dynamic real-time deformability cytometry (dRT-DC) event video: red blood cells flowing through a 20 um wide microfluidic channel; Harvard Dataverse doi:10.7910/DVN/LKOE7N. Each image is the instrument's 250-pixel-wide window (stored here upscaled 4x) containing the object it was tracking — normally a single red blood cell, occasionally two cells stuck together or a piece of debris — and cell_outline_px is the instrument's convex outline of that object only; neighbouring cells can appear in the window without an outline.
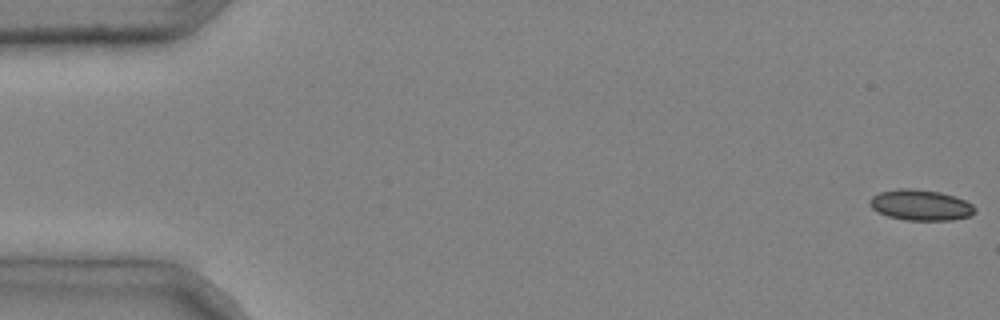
{"species": "common noctule bat (a hibernating species)", "species_latin": "Nyctalus noctula", "temperature_condition": "cold", "stored_images_in_passage": 4, "segment_of_instrument_passage": [2, 2], "camera_frame_rate_fps": 3000, "um_per_image_px": 0.085, "animal": {"sex": "male", "body_mass_g": 20.4}, "frame": {"image": 1, "passage_image": 4, "time_ms": 1.0, "image_size_px": [1000, 320], "cell_outline_px": [[976, 212], [972, 216], [952, 220], [904, 220], [888, 216], [876, 212], [868, 204], [868, 200], [872, 196], [880, 192], [900, 188], [912, 188], [940, 192], [956, 196], [972, 204], [976, 208]], "centroid_in_image_um": [78.25, 17.43], "position_along_channel_um": 6.7, "area_um2": 19.13}}